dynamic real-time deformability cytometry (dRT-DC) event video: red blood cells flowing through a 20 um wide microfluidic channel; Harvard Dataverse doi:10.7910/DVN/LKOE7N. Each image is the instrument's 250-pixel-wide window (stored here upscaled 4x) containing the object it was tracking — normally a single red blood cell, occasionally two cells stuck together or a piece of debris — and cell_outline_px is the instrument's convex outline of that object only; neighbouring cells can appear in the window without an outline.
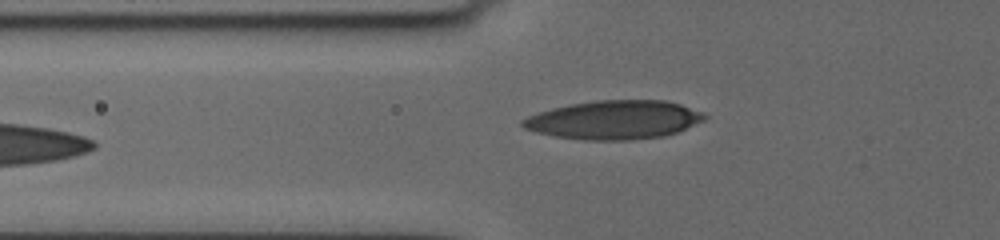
{"species": "human", "species_latin": "Homo sapiens", "temperature_condition": "cold", "stored_images_in_passage": 3, "camera_frame_rate_fps": 3000, "um_per_image_px": 0.085, "donor": {"sex": "female"}, "frame": {"image": 1, "passage_image": 3, "time_ms": 1.667, "image_size_px": [1000, 240], "cell_outline_px": [[708, 116], [704, 120], [676, 132], [664, 136], [628, 140], [584, 140], [556, 136], [536, 132], [524, 128], [520, 124], [520, 120], [528, 116], [552, 108], [572, 104], [596, 100], [668, 100], [704, 112]], "centroid_in_image_um": [52.21, 10.18], "position_along_channel_um": 73.6, "area_um2": 40.98}}